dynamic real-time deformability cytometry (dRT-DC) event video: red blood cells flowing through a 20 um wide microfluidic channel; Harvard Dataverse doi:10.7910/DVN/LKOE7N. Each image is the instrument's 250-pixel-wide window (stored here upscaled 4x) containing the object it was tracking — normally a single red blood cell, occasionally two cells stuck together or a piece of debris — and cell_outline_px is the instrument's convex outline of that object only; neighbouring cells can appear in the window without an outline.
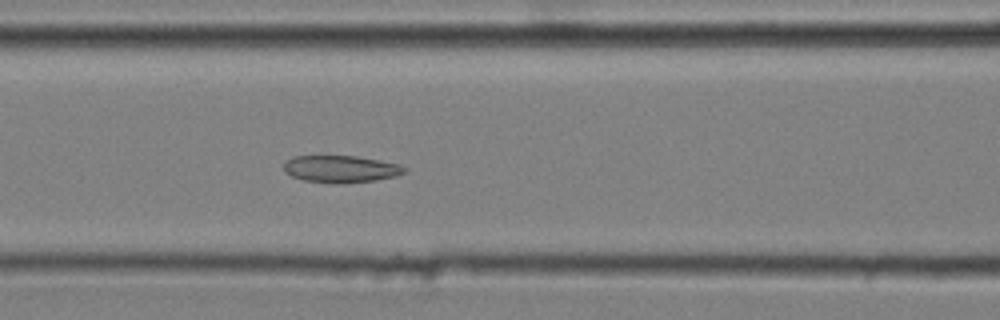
{"species": "common noctule bat (a hibernating species)", "species_latin": "Nyctalus noctula", "temperature_condition": "cold", "stored_images_in_passage": 46, "camera_frame_rate_fps": 3000, "um_per_image_px": 0.085, "animal": {"sex": "male", "body_mass_g": 20.4}, "frame": {"image": 1, "passage_image": 16, "time_ms": 5.0, "image_size_px": [1000, 320], "cell_outline_px": [[408, 172], [396, 176], [376, 180], [304, 180], [292, 176], [284, 172], [284, 160], [292, 156], [356, 156], [380, 160], [400, 164], [408, 168]], "centroid_in_image_um": [29.0, 14.3], "position_along_channel_um": 137.6, "area_um2": 18.26}}
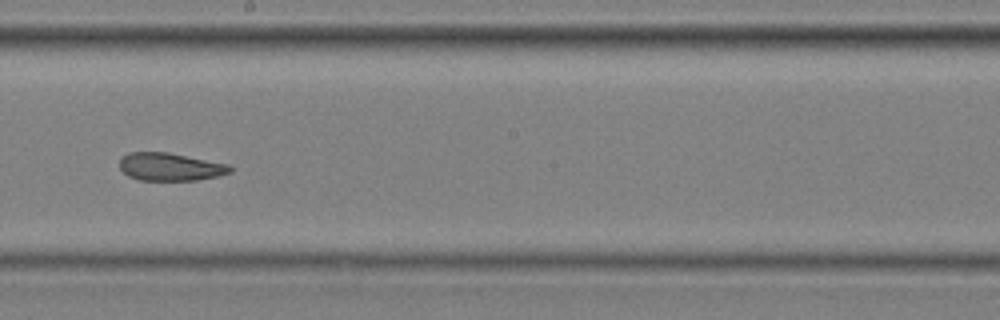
{"frame": {"image": 2, "passage_image": 24, "time_ms": 7.667, "image_size_px": [1000, 320], "cell_outline_px": [[232, 172], [220, 176], [196, 180], [140, 180], [128, 176], [120, 168], [120, 160], [128, 152], [168, 152], [228, 164], [232, 168]], "centroid_in_image_um": [14.49, 14.18], "position_along_channel_um": 233.7, "area_um2": 17.92}}
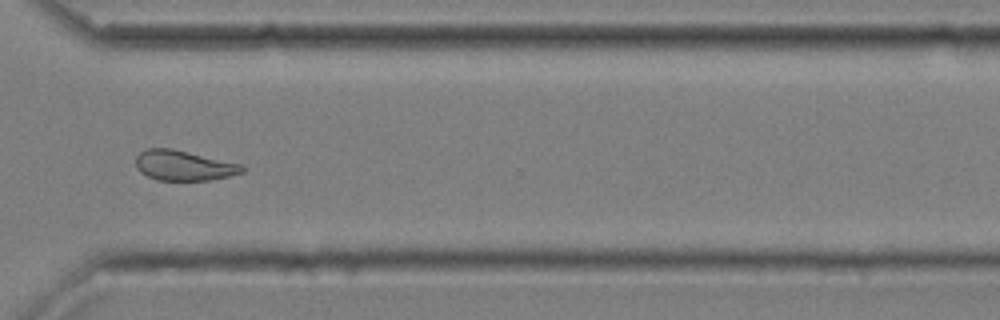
{"frame": {"image": 3, "passage_image": 34, "time_ms": 11.0, "image_size_px": [1000, 320], "cell_outline_px": [[244, 172], [212, 180], [156, 180], [140, 172], [136, 168], [136, 156], [140, 152], [148, 148], [172, 148], [244, 164]], "centroid_in_image_um": [15.63, 14.06], "position_along_channel_um": 355.0, "area_um2": 18.84}, "authors_computed_cell_mechanics": {"area_um2": 19.1318, "velocity_mm_per_s": 3.6143, "shape_relaxation_time_tau1_ms": null, "shape_relaxation_time_tau2_ms": 2.4623, "deformation_change_tau1": null, "deformation_change_tau2": 0.0899}}